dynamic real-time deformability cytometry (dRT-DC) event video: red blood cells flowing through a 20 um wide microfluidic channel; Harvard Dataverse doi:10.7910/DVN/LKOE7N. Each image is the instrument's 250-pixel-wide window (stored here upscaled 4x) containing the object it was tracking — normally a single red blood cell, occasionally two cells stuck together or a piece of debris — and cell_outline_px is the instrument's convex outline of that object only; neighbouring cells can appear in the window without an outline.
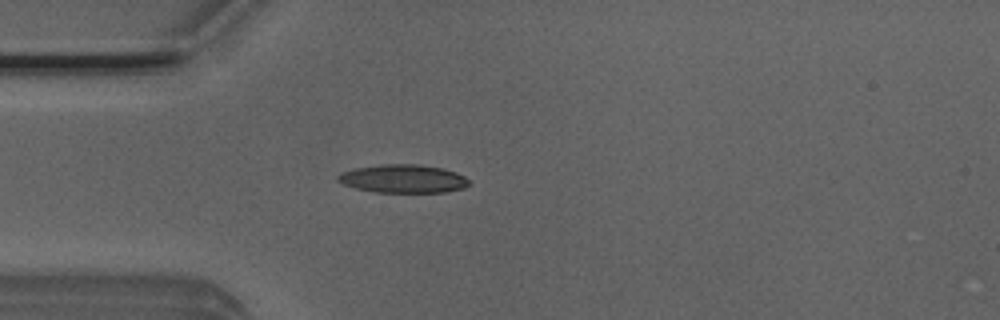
{"species": "Egyptian fruit bat (a non-hibernating species)", "species_latin": "Rousettus aegyptiacus", "temperature_condition": "room temperature", "stored_images_in_passage": 4, "camera_frame_rate_fps": 3000, "um_per_image_px": 0.085, "animal": {"sex": "male"}, "frame": {"image": 1, "passage_image": 4, "time_ms": 1.0, "image_size_px": [1000, 320], "cell_outline_px": [[468, 184], [464, 188], [444, 192], [376, 192], [356, 188], [344, 184], [336, 180], [336, 176], [340, 172], [356, 168], [384, 164], [420, 164], [444, 168], [456, 172], [464, 176], [468, 180]], "centroid_in_image_um": [34.26, 15.18], "position_along_channel_um": 50.7, "area_um2": 21.62}}